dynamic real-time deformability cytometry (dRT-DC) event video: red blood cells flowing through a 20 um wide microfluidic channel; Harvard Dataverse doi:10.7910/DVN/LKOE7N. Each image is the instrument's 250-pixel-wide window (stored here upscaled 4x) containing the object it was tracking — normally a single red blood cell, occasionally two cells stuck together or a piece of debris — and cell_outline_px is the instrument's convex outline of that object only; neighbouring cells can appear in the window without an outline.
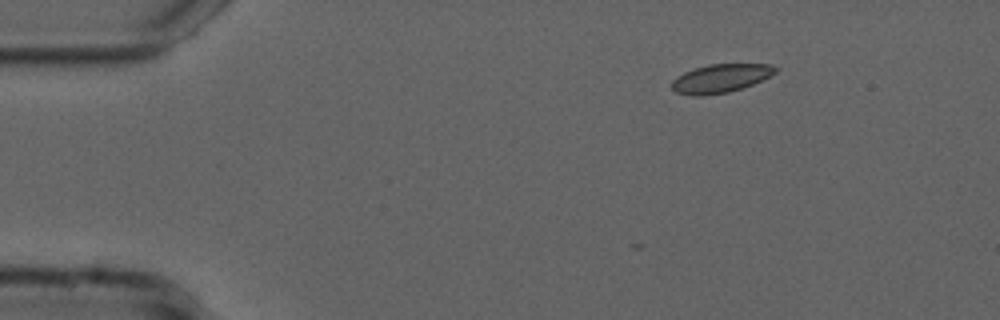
{"species": "common noctule bat (a hibernating species)", "species_latin": "Nyctalus noctula", "temperature_condition": "cold", "stored_images_in_passage": 4, "camera_frame_rate_fps": 3000, "um_per_image_px": 0.085, "animal": {"sex": "male", "forearm_length_mm": 52.5}, "frame": {"image": 1, "passage_image": 1, "time_ms": 0.0, "image_size_px": [1000, 320], "cell_outline_px": [[776, 72], [752, 84], [728, 92], [700, 96], [692, 96], [676, 92], [672, 88], [672, 80], [676, 76], [684, 72], [708, 64], [772, 64], [776, 68]], "centroid_in_image_um": [61.2, 6.66], "position_along_channel_um": 23.8, "area_um2": 16.99}}